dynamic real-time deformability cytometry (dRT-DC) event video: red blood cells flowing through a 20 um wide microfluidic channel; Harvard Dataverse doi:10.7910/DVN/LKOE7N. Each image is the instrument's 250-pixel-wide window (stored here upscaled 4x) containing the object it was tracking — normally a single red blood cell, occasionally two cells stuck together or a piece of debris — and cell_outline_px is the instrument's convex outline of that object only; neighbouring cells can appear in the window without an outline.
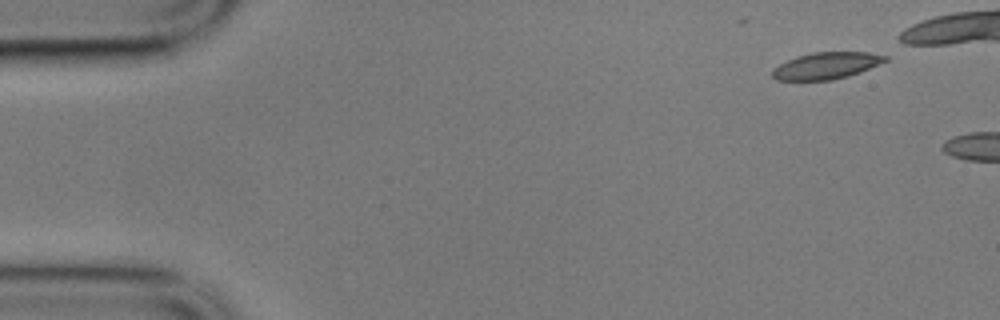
{"species": "common noctule bat (a hibernating species)", "species_latin": "Nyctalus noctula", "temperature_condition": "cold", "stored_images_in_passage": 3, "camera_frame_rate_fps": 3000, "um_per_image_px": 0.085, "animal": {"sex": "male", "body_mass_g": 17.9}, "frame": {"image": 1, "passage_image": 1, "time_ms": 0.0, "image_size_px": [1000, 320], "cell_outline_px": [[888, 60], [860, 72], [848, 76], [832, 80], [776, 80], [772, 76], [772, 68], [796, 56], [812, 52], [868, 52], [888, 56]], "centroid_in_image_um": [70.23, 5.58], "position_along_channel_um": 14.8, "area_um2": 17.57}}